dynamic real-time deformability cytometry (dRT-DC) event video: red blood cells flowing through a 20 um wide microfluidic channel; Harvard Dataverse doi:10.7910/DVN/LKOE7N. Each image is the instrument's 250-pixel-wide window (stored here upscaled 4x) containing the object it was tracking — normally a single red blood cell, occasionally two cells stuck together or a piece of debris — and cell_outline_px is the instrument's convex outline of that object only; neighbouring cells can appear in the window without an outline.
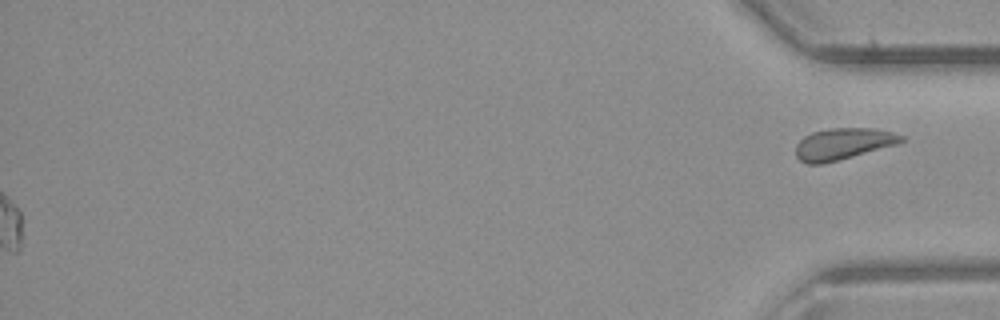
{"species": "common noctule bat (a hibernating species)", "species_latin": "Nyctalus noctula", "temperature_condition": "room temperature", "stored_images_in_passage": 41, "segment_of_instrument_passage": [2, 2], "camera_frame_rate_fps": 3000, "um_per_image_px": 0.085, "animal": {"sex": "male", "body_mass_g": 23.1, "forearm_length_mm": 52.7}, "frame": {"image": 1, "passage_image": 41, "time_ms": 13.333, "image_size_px": [1000, 320], "cell_outline_px": [[904, 140], [896, 144], [824, 164], [808, 164], [800, 160], [796, 156], [796, 144], [804, 136], [812, 132], [832, 128], [876, 128], [892, 132], [904, 136]], "centroid_in_image_um": [71.64, 12.22], "position_along_channel_um": 363.6, "area_um2": 19.25}}